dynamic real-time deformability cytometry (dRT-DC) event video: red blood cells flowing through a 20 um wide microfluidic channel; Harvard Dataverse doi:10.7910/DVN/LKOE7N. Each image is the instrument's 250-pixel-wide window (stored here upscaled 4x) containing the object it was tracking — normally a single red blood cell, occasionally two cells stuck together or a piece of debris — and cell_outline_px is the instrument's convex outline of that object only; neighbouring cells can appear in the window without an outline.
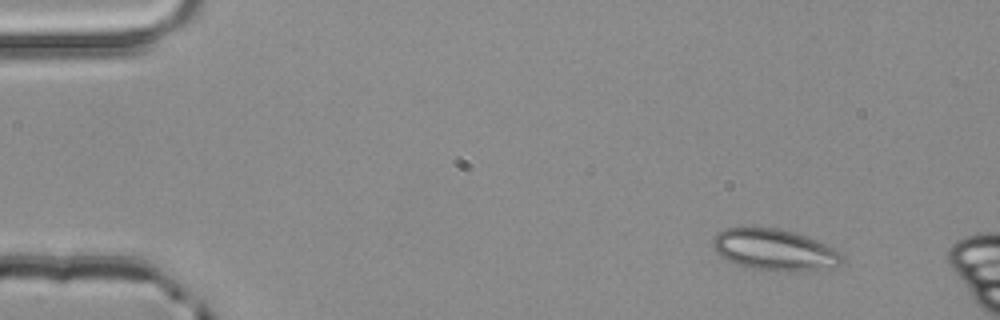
{"species": "common noctule bat (a hibernating species)", "species_latin": "Nyctalus noctula", "temperature_condition": "room temperature", "stored_images_in_passage": 3, "camera_frame_rate_fps": 3000, "um_per_image_px": 0.085, "animal": {"sex": "male", "body_mass_g": 20.4}, "frame": {"image": 1, "passage_image": 1, "time_ms": 0.0, "image_size_px": [1000, 320], "cell_outline_px": [[844, 260], [840, 264], [832, 268], [800, 272], [788, 272], [752, 268], [736, 264], [728, 260], [716, 252], [712, 248], [712, 240], [716, 232], [724, 228], [752, 224], [780, 228], [796, 232], [816, 240], [840, 252]], "centroid_in_image_um": [65.79, 21.19], "position_along_channel_um": 19.2, "area_um2": 32.19}}